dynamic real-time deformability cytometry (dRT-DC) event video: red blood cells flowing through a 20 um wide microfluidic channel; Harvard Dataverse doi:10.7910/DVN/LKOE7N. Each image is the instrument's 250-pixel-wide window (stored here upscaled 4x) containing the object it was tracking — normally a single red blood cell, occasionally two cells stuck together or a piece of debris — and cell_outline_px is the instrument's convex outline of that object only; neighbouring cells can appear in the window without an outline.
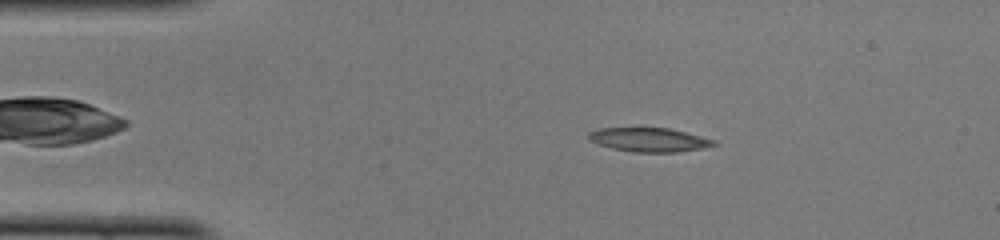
{"species": "common noctule bat (a hibernating species)", "species_latin": "Nyctalus noctula", "temperature_condition": "cold", "stored_images_in_passage": 48, "camera_frame_rate_fps": 3000, "um_per_image_px": 0.085, "animal": {"sex": "female", "body_mass_g": 22.0, "forearm_length_mm": 56.7}, "frame": {"image": 1, "passage_image": 8, "time_ms": 2.333, "image_size_px": [1000, 240], "cell_outline_px": [[716, 144], [704, 148], [676, 152], [632, 152], [612, 148], [588, 140], [588, 132], [600, 128], [636, 124], [668, 128], [716, 140]], "centroid_in_image_um": [55.1, 11.82], "position_along_channel_um": 29.9, "area_um2": 18.32}}
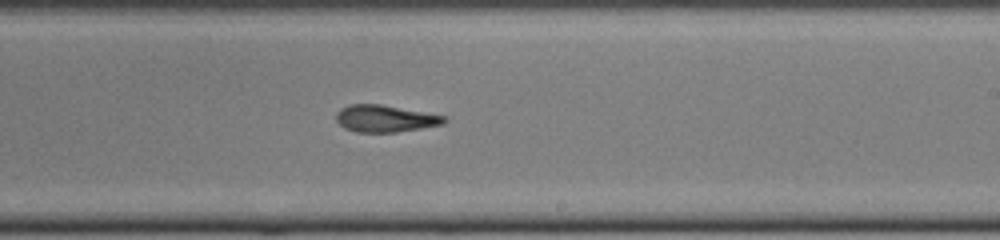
{"frame": {"image": 2, "passage_image": 28, "time_ms": 9.0, "image_size_px": [1000, 240], "cell_outline_px": [[448, 120], [444, 124], [396, 132], [356, 132], [344, 128], [336, 120], [336, 112], [340, 108], [348, 104], [380, 104], [448, 116]], "centroid_in_image_um": [32.74, 10.07], "position_along_channel_um": 256.3, "area_um2": 17.11}}
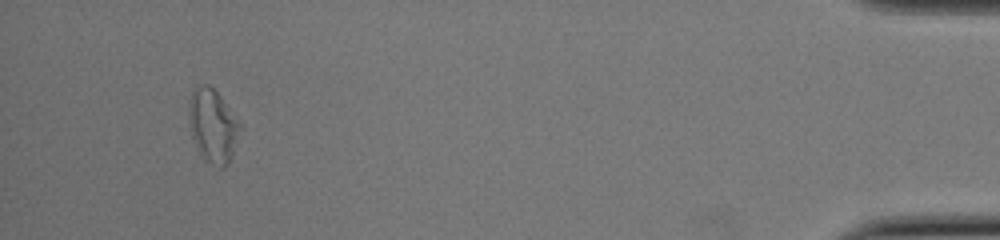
{"frame": {"image": 3, "passage_image": 45, "time_ms": 14.667, "image_size_px": [1000, 240], "cell_outline_px": [[244, 128], [228, 164], [224, 168], [212, 164], [204, 160], [192, 136], [188, 116], [188, 104], [192, 92], [200, 84], [208, 84], [220, 96]], "centroid_in_image_um": [18.12, 10.7], "position_along_channel_um": 417.1, "area_um2": 21.91}, "authors_computed_cell_mechanics": {"area_um2": 17.9758, "velocity_mm_per_s": 4.0908, "shape_relaxation_time_tau1_ms": 2.6682, "shape_relaxation_time_tau2_ms": 4.6582, "deformation_change_tau1": 0.106, "deformation_change_tau2": 0.1571}}